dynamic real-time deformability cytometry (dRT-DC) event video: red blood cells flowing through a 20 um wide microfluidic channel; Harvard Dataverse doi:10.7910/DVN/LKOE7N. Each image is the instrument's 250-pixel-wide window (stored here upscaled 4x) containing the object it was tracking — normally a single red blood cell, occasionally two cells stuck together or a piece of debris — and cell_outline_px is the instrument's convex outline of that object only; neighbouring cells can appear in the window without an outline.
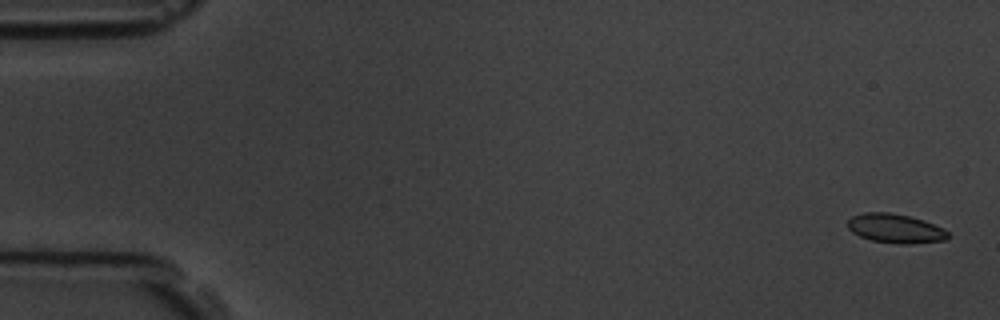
{"species": "common noctule bat (a hibernating species)", "species_latin": "Nyctalus noctula", "temperature_condition": "room temperature", "stored_images_in_passage": 5, "camera_frame_rate_fps": 3000, "um_per_image_px": 0.085, "animal": {"sex": "male", "body_mass_g": 19.5, "forearm_length_mm": 54.6}, "frame": {"image": 1, "passage_image": 1, "time_ms": 0.0, "image_size_px": [1000, 320], "cell_outline_px": [[952, 236], [944, 240], [912, 244], [900, 244], [872, 240], [860, 236], [852, 232], [848, 228], [848, 220], [852, 216], [864, 212], [888, 212], [908, 216], [924, 220], [944, 228]], "centroid_in_image_um": [76.14, 19.42], "position_along_channel_um": 8.9, "area_um2": 17.11}}
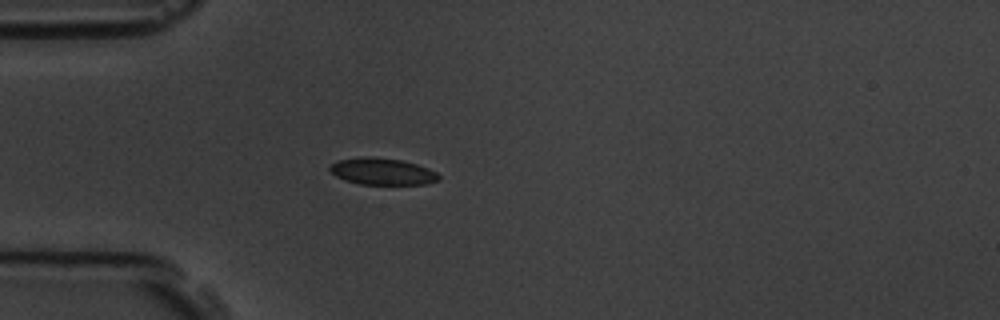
{"frame": {"image": 2, "passage_image": 5, "time_ms": 4.667, "image_size_px": [1000, 320], "cell_outline_px": [[440, 180], [428, 184], [360, 184], [344, 180], [336, 176], [328, 168], [336, 160], [364, 156], [368, 156], [400, 160], [416, 164], [428, 168], [436, 172], [440, 176]], "centroid_in_image_um": [32.49, 14.57], "position_along_channel_um": 52.5, "area_um2": 16.99}}